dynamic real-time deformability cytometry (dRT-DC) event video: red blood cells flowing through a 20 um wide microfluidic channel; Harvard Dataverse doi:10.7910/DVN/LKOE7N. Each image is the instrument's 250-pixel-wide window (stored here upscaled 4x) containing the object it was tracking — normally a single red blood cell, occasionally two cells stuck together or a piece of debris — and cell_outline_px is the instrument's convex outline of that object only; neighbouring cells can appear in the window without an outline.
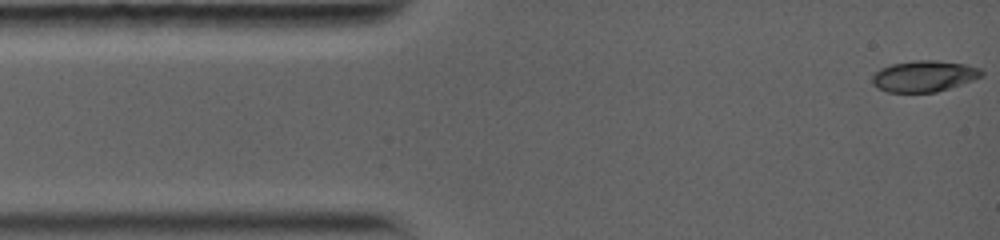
{"species": "common noctule bat (a hibernating species)", "species_latin": "Nyctalus noctula", "temperature_condition": "warm", "stored_images_in_passage": 7, "camera_frame_rate_fps": 5000, "um_per_image_px": 0.085, "animal": {"sex": "female", "body_mass_g": 19.0, "forearm_length_mm": 56.7}, "frame": {"image": 1, "passage_image": 1, "time_ms": 0.0, "image_size_px": [1000, 240], "cell_outline_px": [[984, 76], [936, 92], [888, 92], [876, 88], [872, 84], [872, 76], [880, 68], [892, 64], [912, 60], [936, 60], [964, 64], [980, 68], [984, 72]], "centroid_in_image_um": [78.52, 6.47], "position_along_channel_um": 6.5, "area_um2": 19.88}}
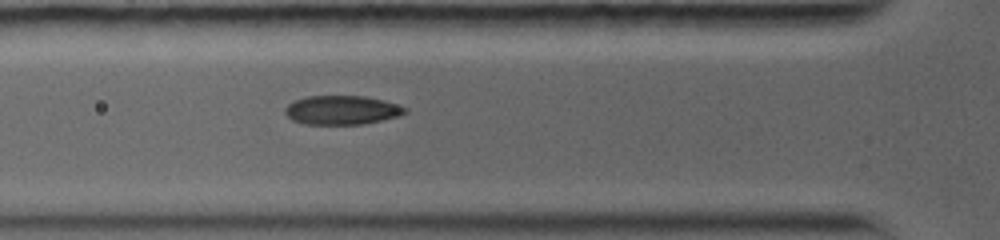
{"frame": {"image": 2, "passage_image": 5, "time_ms": 4.2, "image_size_px": [1000, 240], "cell_outline_px": [[408, 112], [400, 116], [360, 124], [304, 124], [292, 120], [284, 112], [284, 108], [288, 104], [296, 100], [308, 96], [364, 96], [384, 100], [408, 108]], "centroid_in_image_um": [29.07, 9.35], "position_along_channel_um": 96.7, "area_um2": 20.23}}
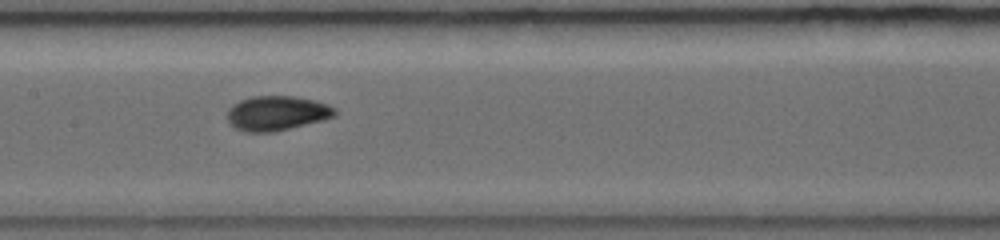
{"frame": {"image": 3, "passage_image": 7, "time_ms": 6.4, "image_size_px": [1000, 240], "cell_outline_px": [[336, 116], [324, 120], [272, 132], [244, 132], [236, 128], [228, 120], [228, 108], [232, 104], [240, 100], [252, 96], [292, 96], [316, 100], [328, 104], [336, 108]], "centroid_in_image_um": [23.55, 9.61], "position_along_channel_um": 183.8, "area_um2": 21.79}}